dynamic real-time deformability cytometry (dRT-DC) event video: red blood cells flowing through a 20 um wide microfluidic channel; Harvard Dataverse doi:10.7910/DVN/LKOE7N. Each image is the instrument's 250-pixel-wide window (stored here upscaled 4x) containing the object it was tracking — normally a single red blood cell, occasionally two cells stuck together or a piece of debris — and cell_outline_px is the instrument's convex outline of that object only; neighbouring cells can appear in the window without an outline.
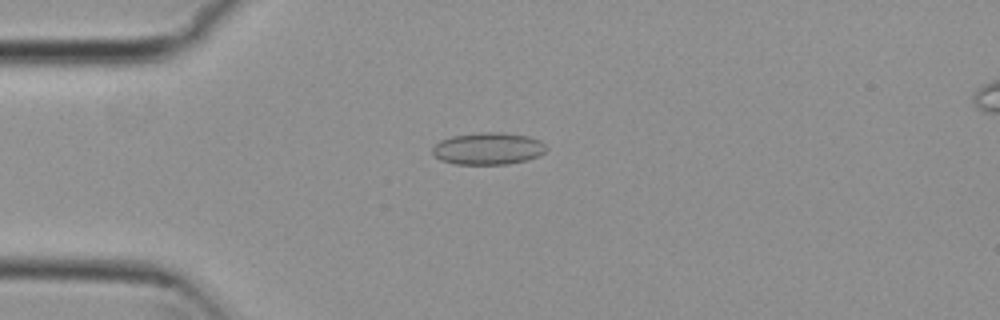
{"species": "common noctule bat (a hibernating species)", "species_latin": "Nyctalus noctula", "temperature_condition": "cold", "stored_images_in_passage": 25, "camera_frame_rate_fps": 3000, "um_per_image_px": 0.085, "animal": {"sex": "female", "body_mass_g": 29.2, "forearm_length_mm": 56.3}, "frame": {"image": 1, "passage_image": 10, "time_ms": 3.0, "image_size_px": [1000, 320], "cell_outline_px": [[548, 148], [540, 156], [528, 160], [508, 164], [456, 164], [440, 160], [432, 152], [432, 148], [440, 140], [452, 136], [484, 132], [500, 132], [528, 136], [540, 140]], "centroid_in_image_um": [41.52, 12.63], "position_along_channel_um": 43.5, "area_um2": 21.33}}
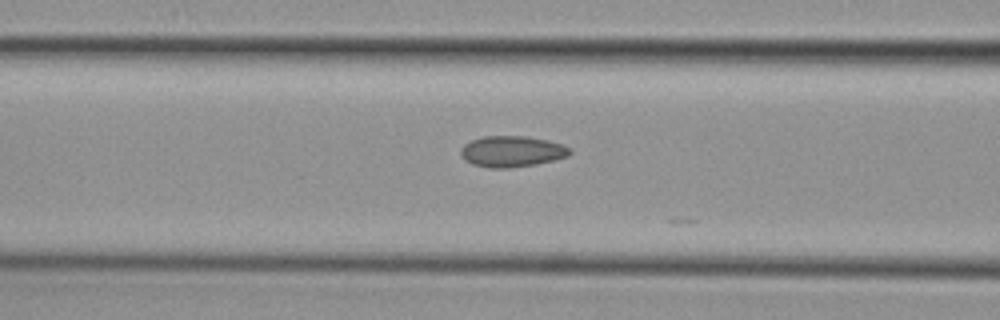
{"frame": {"image": 2, "passage_image": 18, "time_ms": 5.667, "image_size_px": [1000, 320], "cell_outline_px": [[572, 152], [568, 156], [536, 164], [508, 168], [488, 168], [472, 164], [464, 160], [460, 152], [460, 148], [464, 144], [472, 140], [484, 136], [524, 136], [548, 140], [572, 148]], "centroid_in_image_um": [43.49, 12.87], "position_along_channel_um": 123.1, "area_um2": 19.77}}
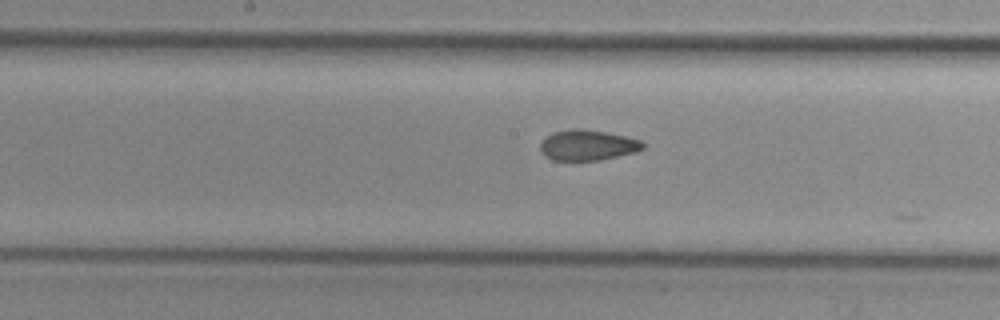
{"frame": {"image": 3, "passage_image": 24, "time_ms": 7.667, "image_size_px": [1000, 320], "cell_outline_px": [[644, 148], [636, 152], [600, 160], [552, 160], [544, 156], [540, 152], [540, 144], [552, 132], [572, 128], [580, 128], [608, 132], [628, 136], [640, 140], [644, 144]], "centroid_in_image_um": [49.95, 12.33], "position_along_channel_um": 198.2, "area_um2": 18.44}}